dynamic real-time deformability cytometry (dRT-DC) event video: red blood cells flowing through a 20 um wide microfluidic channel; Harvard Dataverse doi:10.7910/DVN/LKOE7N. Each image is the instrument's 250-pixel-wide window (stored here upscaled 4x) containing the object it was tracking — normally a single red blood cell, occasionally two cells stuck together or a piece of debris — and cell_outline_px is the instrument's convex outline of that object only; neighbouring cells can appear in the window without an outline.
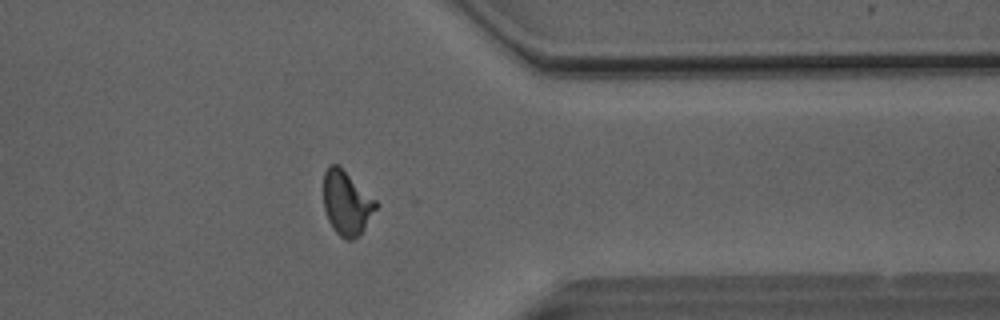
{"species": "Egyptian fruit bat (a non-hibernating species)", "species_latin": "Rousettus aegyptiacus", "temperature_condition": "room temperature", "stored_images_in_passage": 52, "camera_frame_rate_fps": 3000, "um_per_image_px": 0.085, "animal": {"sex": "male"}, "frame": {"image": 1, "passage_image": 41, "time_ms": 13.333, "image_size_px": [1000, 320], "cell_outline_px": [[380, 204], [360, 236], [352, 240], [344, 240], [336, 232], [328, 220], [324, 208], [324, 172], [328, 164], [340, 164]], "centroid_in_image_um": [29.48, 17.24], "position_along_channel_um": 381.9, "area_um2": 20.06}}
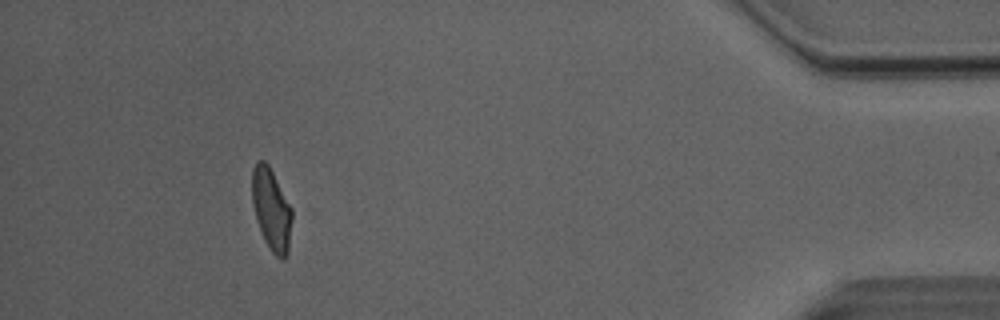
{"frame": {"image": 2, "passage_image": 47, "time_ms": 15.333, "image_size_px": [1000, 320], "cell_outline_px": [[292, 220], [288, 252], [284, 260], [280, 260], [272, 252], [264, 240], [256, 220], [252, 204], [252, 168], [256, 160], [264, 160], [268, 164], [292, 208]], "centroid_in_image_um": [23.06, 17.8], "position_along_channel_um": 412.1, "area_um2": 19.25}}